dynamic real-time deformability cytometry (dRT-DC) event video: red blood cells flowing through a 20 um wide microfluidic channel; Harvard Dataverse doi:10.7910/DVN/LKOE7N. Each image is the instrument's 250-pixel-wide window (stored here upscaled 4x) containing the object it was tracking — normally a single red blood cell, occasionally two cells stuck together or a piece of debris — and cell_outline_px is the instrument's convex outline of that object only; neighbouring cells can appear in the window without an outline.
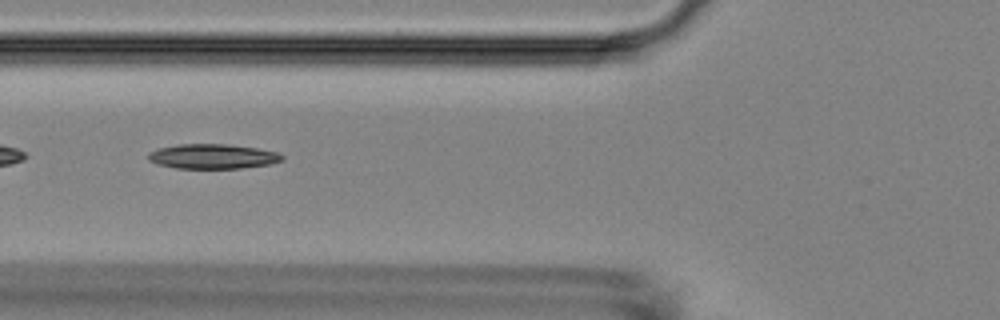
{"species": "Egyptian fruit bat (a non-hibernating species)", "species_latin": "Rousettus aegyptiacus", "temperature_condition": "room temperature", "stored_images_in_passage": 39, "camera_frame_rate_fps": 3000, "um_per_image_px": 0.085, "animal": {"sex": "female"}, "frame": {"image": 1, "passage_image": 5, "time_ms": 1.333, "image_size_px": [1000, 320], "cell_outline_px": [[284, 160], [272, 164], [240, 168], [176, 168], [156, 164], [148, 160], [148, 152], [160, 148], [176, 144], [228, 144], [256, 148], [276, 152], [284, 156]], "centroid_in_image_um": [18.07, 13.29], "position_along_channel_um": 107.7, "area_um2": 19.36}}
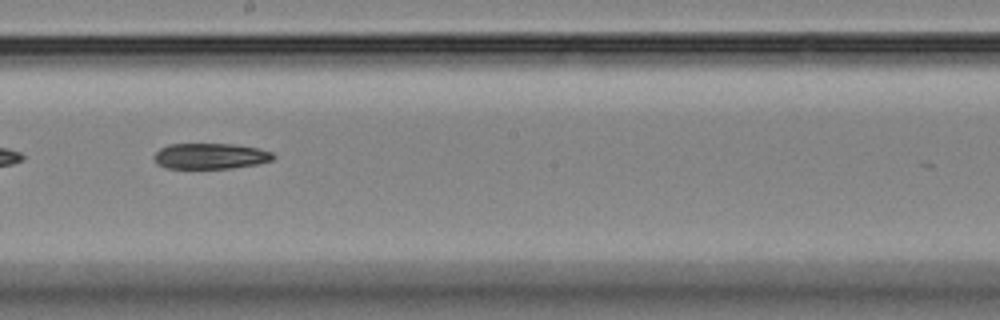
{"frame": {"image": 2, "passage_image": 15, "time_ms": 4.667, "image_size_px": [1000, 320], "cell_outline_px": [[276, 156], [272, 160], [256, 164], [232, 168], [164, 168], [156, 164], [152, 156], [160, 148], [168, 144], [232, 144], [256, 148], [272, 152]], "centroid_in_image_um": [17.83, 13.27], "position_along_channel_um": 230.4, "area_um2": 17.92}}
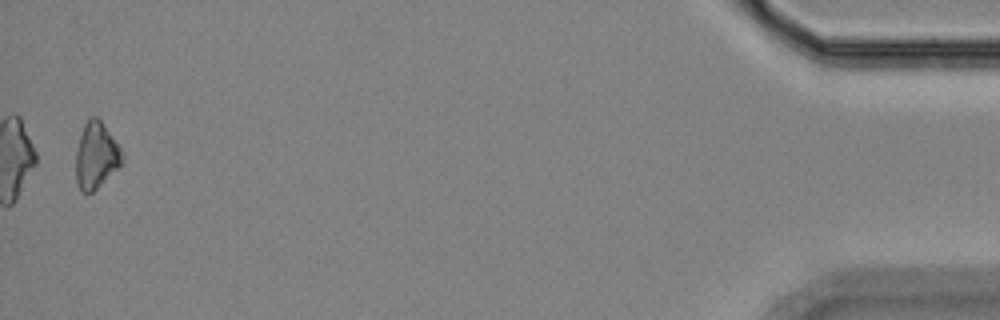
{"frame": {"image": 3, "passage_image": 38, "time_ms": 12.333, "image_size_px": [1000, 320], "cell_outline_px": [[124, 160], [92, 192], [80, 192], [76, 184], [76, 152], [80, 136], [84, 124], [92, 116], [96, 116], [100, 120], [120, 148], [124, 156]], "centroid_in_image_um": [8.14, 13.23], "position_along_channel_um": 427.1, "area_um2": 17.4}}